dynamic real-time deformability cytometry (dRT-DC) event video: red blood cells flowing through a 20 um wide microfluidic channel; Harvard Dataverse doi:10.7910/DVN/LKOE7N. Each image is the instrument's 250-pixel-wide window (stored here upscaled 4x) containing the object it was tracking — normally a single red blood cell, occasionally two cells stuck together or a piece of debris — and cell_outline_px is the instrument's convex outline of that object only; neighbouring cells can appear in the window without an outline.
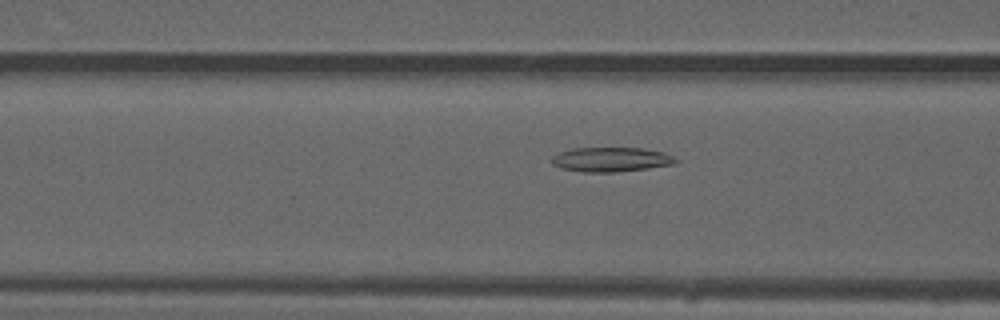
{"species": "common noctule bat (a hibernating species)", "species_latin": "Nyctalus noctula", "temperature_condition": "warm", "stored_images_in_passage": 50, "camera_frame_rate_fps": 3000, "um_per_image_px": 0.085, "animal": {"sex": "male", "forearm_length_mm": 52.5}, "frame": {"image": 1, "passage_image": 18, "time_ms": 5.667, "image_size_px": [1000, 320], "cell_outline_px": [[680, 160], [676, 164], [648, 168], [616, 172], [584, 172], [560, 168], [552, 164], [552, 156], [560, 152], [572, 148], [644, 148], [664, 152]], "centroid_in_image_um": [51.96, 13.56], "position_along_channel_um": 114.6, "area_um2": 17.8}}
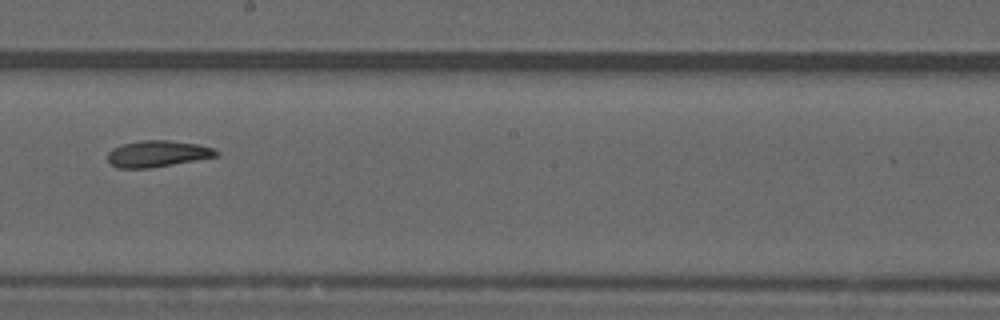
{"frame": {"image": 2, "passage_image": 27, "time_ms": 8.667, "image_size_px": [1000, 320], "cell_outline_px": [[220, 152], [216, 156], [196, 160], [148, 168], [116, 168], [108, 160], [108, 152], [112, 148], [124, 144], [144, 140], [168, 140], [196, 144], [212, 148]], "centroid_in_image_um": [13.36, 13.07], "position_along_channel_um": 234.8, "area_um2": 16.42}}
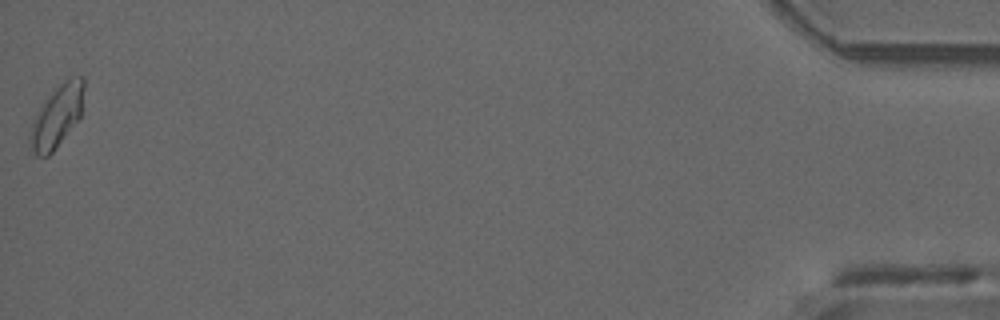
{"frame": {"image": 3, "passage_image": 49, "time_ms": 16.0, "image_size_px": [1000, 320], "cell_outline_px": [[84, 88], [80, 116], [56, 148], [48, 156], [36, 156], [28, 140], [28, 136], [32, 120], [40, 104], [64, 80], [72, 76], [84, 76]], "centroid_in_image_um": [4.8, 9.87], "position_along_channel_um": 430.4, "area_um2": 19.48}}